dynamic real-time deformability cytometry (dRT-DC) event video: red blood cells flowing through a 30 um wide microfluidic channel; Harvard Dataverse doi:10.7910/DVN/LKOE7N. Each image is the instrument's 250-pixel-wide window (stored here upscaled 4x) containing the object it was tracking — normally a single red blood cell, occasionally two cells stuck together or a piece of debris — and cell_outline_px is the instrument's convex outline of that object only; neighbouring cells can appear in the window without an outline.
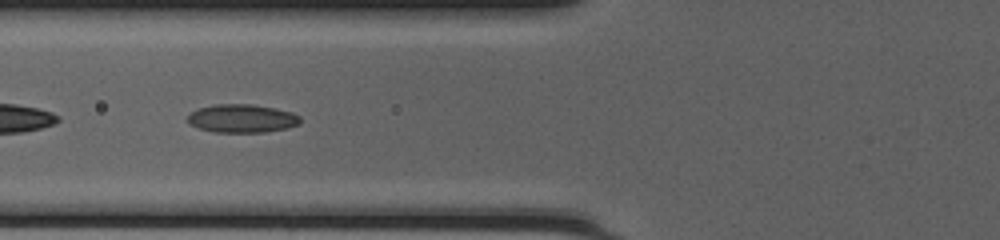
{"species": "common noctule bat (a hibernating species)", "species_latin": "Nyctalus noctula", "temperature_condition": "cold", "stored_images_in_passage": 36, "camera_frame_rate_fps": 3000, "um_per_image_px": 0.085, "animal": {"sex": "female", "body_mass_g": 20.0, "forearm_length_mm": 54.0}, "frame": {"image": 1, "passage_image": 10, "time_ms": 3.0, "image_size_px": [1000, 240], "cell_outline_px": [[300, 124], [288, 128], [264, 132], [216, 132], [200, 128], [188, 124], [188, 116], [196, 108], [212, 104], [252, 104], [292, 112], [300, 116]], "centroid_in_image_um": [20.56, 10.06], "position_along_channel_um": 105.2, "area_um2": 18.61}}
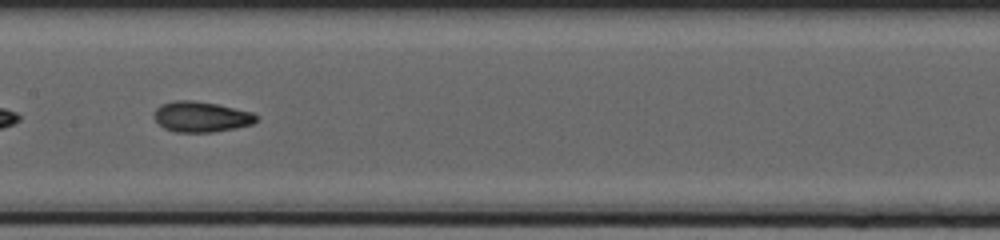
{"frame": {"image": 2, "passage_image": 16, "time_ms": 5.0, "image_size_px": [1000, 240], "cell_outline_px": [[260, 116], [252, 124], [236, 128], [212, 132], [176, 132], [164, 128], [152, 116], [156, 108], [160, 104], [176, 100], [192, 100], [216, 104], [252, 112]], "centroid_in_image_um": [17.09, 9.92], "position_along_channel_um": 190.3, "area_um2": 18.21}}
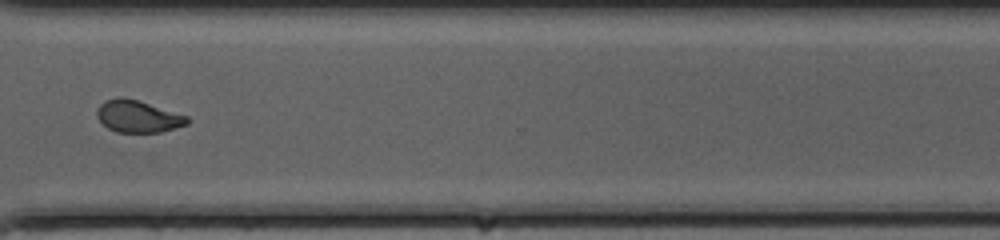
{"frame": {"image": 3, "passage_image": 28, "time_ms": 9.0, "image_size_px": [1000, 240], "cell_outline_px": [[192, 120], [188, 124], [160, 132], [116, 132], [108, 128], [96, 116], [96, 112], [100, 104], [104, 100], [116, 96], [124, 96], [188, 116]], "centroid_in_image_um": [11.72, 9.88], "position_along_channel_um": 358.9, "area_um2": 16.94}, "authors_computed_cell_mechanics": {"area_um2": 17.629, "velocity_mm_per_s": 4.2309, "shape_relaxation_time_tau1_ms": 5.9321, "shape_relaxation_time_tau2_ms": 1.5834, "deformation_change_tau1": 0.1394, "deformation_change_tau2": 0.066}}